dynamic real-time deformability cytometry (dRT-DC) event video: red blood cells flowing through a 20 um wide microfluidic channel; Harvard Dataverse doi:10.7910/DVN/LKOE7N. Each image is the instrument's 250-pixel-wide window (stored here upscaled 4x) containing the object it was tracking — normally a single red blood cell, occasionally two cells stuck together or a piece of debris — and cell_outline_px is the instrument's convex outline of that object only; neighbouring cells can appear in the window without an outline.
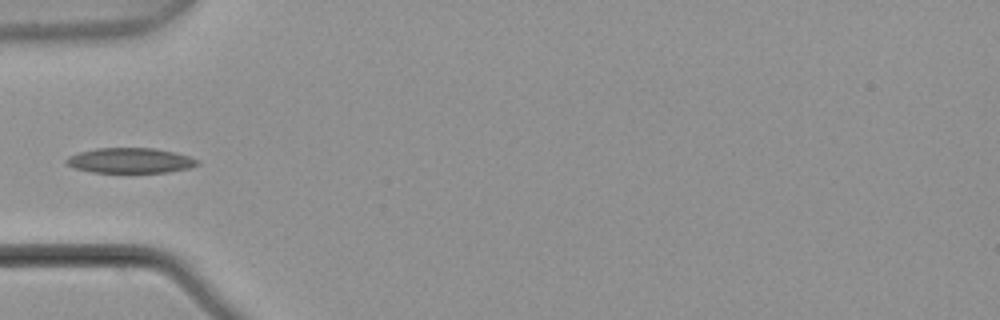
{"species": "common noctule bat (a hibernating species)", "species_latin": "Nyctalus noctula", "temperature_condition": "warm", "stored_images_in_passage": 3, "camera_frame_rate_fps": 3000, "um_per_image_px": 0.085, "animal": {"sex": "male", "body_mass_g": 21.5, "forearm_length_mm": 52.0}, "frame": {"image": 1, "passage_image": 2, "time_ms": 0.333, "image_size_px": [1000, 320], "cell_outline_px": [[200, 164], [188, 168], [168, 172], [92, 172], [76, 168], [68, 164], [64, 160], [68, 156], [80, 152], [96, 148], [152, 148], [176, 152], [200, 160]], "centroid_in_image_um": [11.1, 13.64], "position_along_channel_um": 73.9, "area_um2": 19.13}}
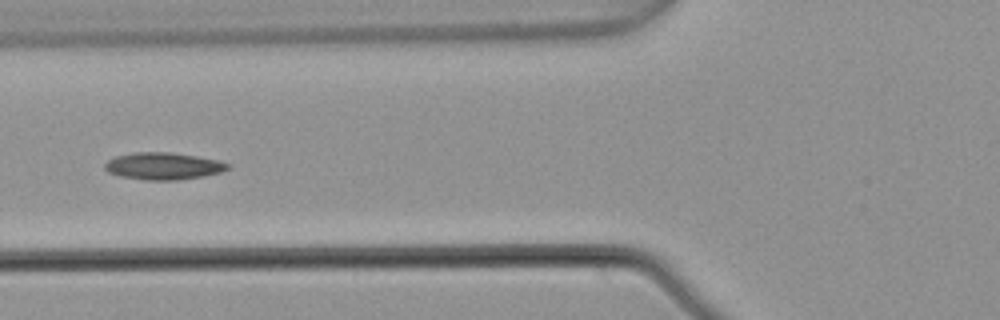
{"frame": {"image": 2, "passage_image": 3, "time_ms": 0.667, "image_size_px": [1000, 320], "cell_outline_px": [[232, 168], [220, 172], [204, 176], [176, 180], [144, 180], [120, 176], [108, 172], [104, 168], [104, 164], [108, 160], [116, 156], [136, 152], [172, 152], [196, 156], [216, 160], [232, 164]], "centroid_in_image_um": [13.9, 14.11], "position_along_channel_um": 111.9, "area_um2": 19.48}}